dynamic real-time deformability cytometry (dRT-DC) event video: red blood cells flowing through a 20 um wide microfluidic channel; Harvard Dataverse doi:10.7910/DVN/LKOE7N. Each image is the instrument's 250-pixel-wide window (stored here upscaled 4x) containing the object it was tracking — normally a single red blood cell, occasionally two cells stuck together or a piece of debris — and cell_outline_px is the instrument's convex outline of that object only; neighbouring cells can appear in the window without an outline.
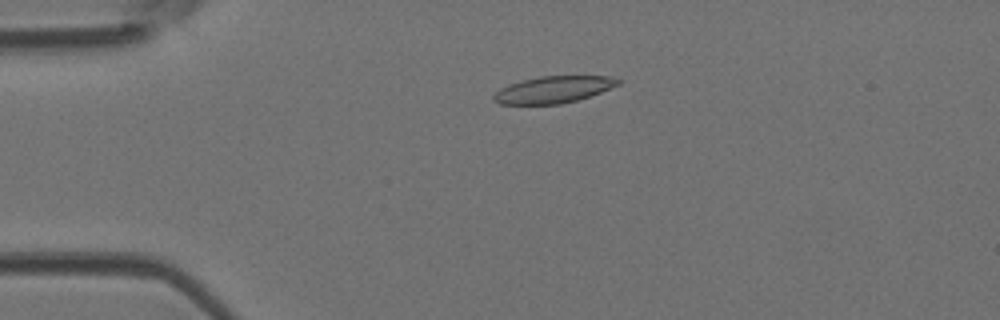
{"species": "Egyptian fruit bat (a non-hibernating species)", "species_latin": "Rousettus aegyptiacus", "temperature_condition": "room temperature", "stored_images_in_passage": 6, "camera_frame_rate_fps": 3000, "um_per_image_px": 0.085, "animal": {"sex": "female"}, "frame": {"image": 1, "passage_image": 4, "time_ms": 1.0, "image_size_px": [1000, 320], "cell_outline_px": [[620, 84], [600, 92], [576, 100], [560, 104], [500, 104], [492, 100], [492, 96], [500, 88], [524, 80], [540, 76], [612, 76], [620, 80]], "centroid_in_image_um": [47.03, 7.61], "position_along_channel_um": 38.0, "area_um2": 19.19}}
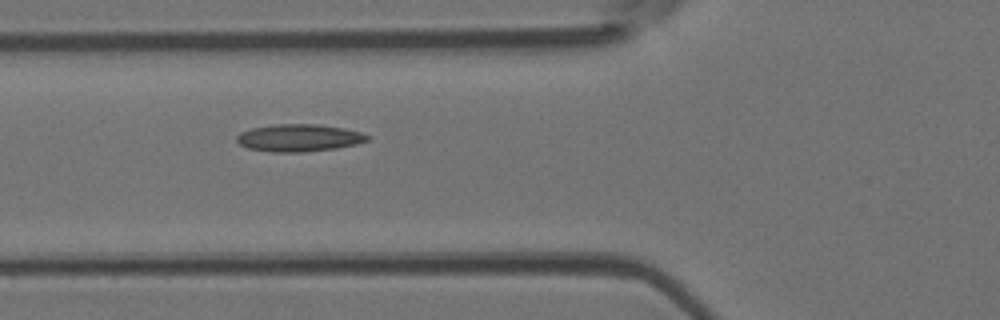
{"frame": {"image": 2, "passage_image": 6, "time_ms": 1.667, "image_size_px": [1000, 320], "cell_outline_px": [[368, 140], [356, 144], [336, 148], [300, 152], [272, 152], [248, 148], [240, 144], [236, 140], [236, 136], [240, 132], [252, 128], [276, 124], [316, 124], [344, 128], [360, 132], [368, 136]], "centroid_in_image_um": [25.38, 11.71], "position_along_channel_um": 100.4, "area_um2": 20.63}}